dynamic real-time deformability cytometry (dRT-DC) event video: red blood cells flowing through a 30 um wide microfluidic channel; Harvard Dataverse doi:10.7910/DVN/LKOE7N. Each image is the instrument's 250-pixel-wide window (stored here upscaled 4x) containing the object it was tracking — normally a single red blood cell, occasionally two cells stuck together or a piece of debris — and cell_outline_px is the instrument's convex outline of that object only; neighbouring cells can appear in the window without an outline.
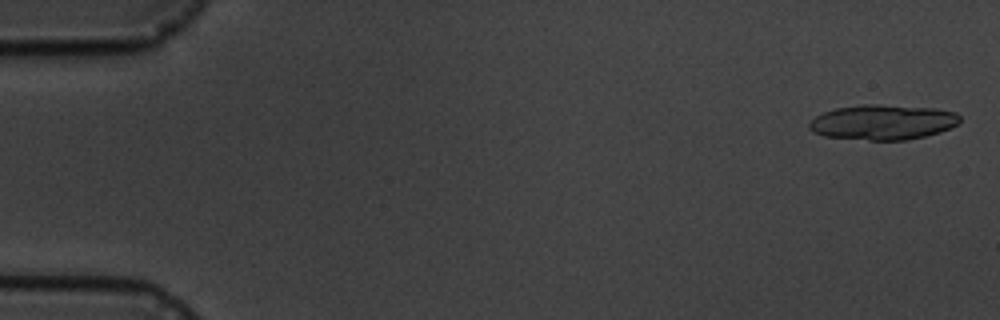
{"species": "common noctule bat (a hibernating species)", "species_latin": "Nyctalus noctula", "temperature_condition": "cold", "stored_images_in_passage": 18, "segment_of_instrument_passage": [1, 2], "camera_frame_rate_fps": 3000, "um_per_image_px": 0.085, "animal": {"sex": "male", "body_mass_g": 19.5, "forearm_length_mm": 54.6}, "frame": {"image": 1, "passage_image": 1, "time_ms": 0.0, "image_size_px": [1000, 320], "cell_outline_px": [[960, 124], [940, 132], [908, 140], [868, 140], [824, 136], [812, 132], [808, 128], [808, 124], [816, 116], [824, 112], [836, 108], [864, 104], [880, 104], [936, 108], [956, 112], [960, 116]], "centroid_in_image_um": [75.06, 10.38], "position_along_channel_um": 9.9, "area_um2": 31.04}}